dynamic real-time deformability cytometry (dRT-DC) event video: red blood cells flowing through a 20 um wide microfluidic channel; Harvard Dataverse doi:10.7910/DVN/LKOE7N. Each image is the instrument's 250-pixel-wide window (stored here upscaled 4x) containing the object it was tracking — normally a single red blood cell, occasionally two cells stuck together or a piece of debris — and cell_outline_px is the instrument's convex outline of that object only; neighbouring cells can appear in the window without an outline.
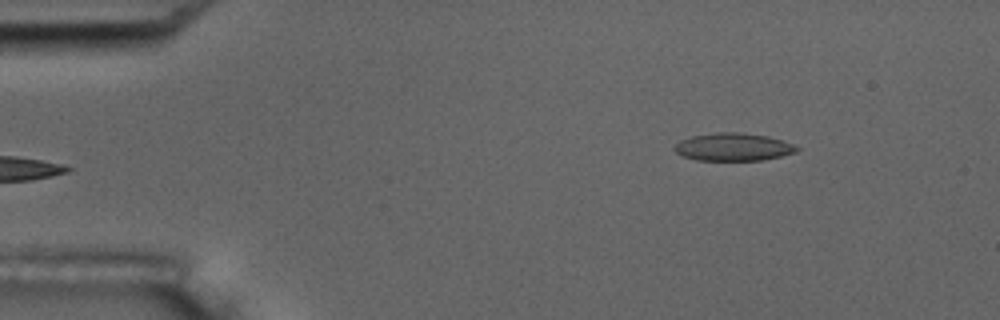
{"species": "common noctule bat (a hibernating species)", "species_latin": "Nyctalus noctula", "temperature_condition": "room temperature", "stored_images_in_passage": 4, "segment_of_instrument_passage": [2, 2], "camera_frame_rate_fps": 3000, "um_per_image_px": 0.085, "animal": {"sex": "male", "body_mass_g": 17.5, "forearm_length_mm": 52.3}, "frame": {"image": 1, "passage_image": 4, "time_ms": 3.333, "image_size_px": [1000, 320], "cell_outline_px": [[800, 148], [796, 152], [764, 160], [696, 160], [684, 156], [676, 152], [672, 148], [680, 140], [692, 136], [716, 132], [744, 132], [768, 136], [792, 144]], "centroid_in_image_um": [62.31, 12.48], "position_along_channel_um": 22.7, "area_um2": 19.77}}